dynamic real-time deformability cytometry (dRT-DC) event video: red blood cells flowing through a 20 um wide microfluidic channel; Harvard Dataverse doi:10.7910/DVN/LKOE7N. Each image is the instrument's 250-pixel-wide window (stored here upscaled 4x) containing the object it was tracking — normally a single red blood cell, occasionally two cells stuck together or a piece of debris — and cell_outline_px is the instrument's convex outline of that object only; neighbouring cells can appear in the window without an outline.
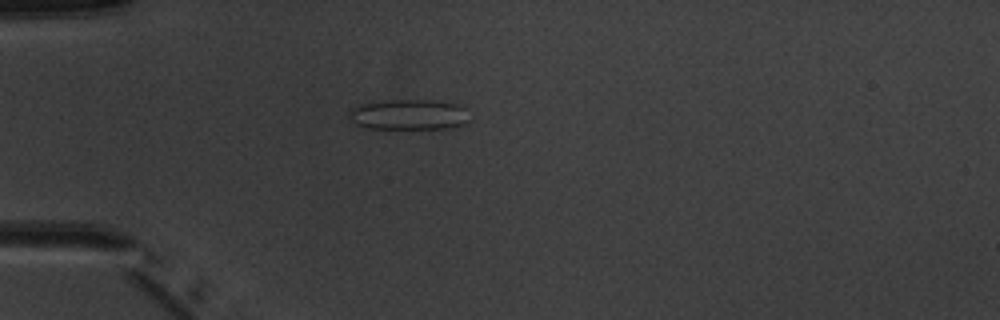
{"species": "common noctule bat (a hibernating species)", "species_latin": "Nyctalus noctula", "temperature_condition": "warm", "stored_images_in_passage": 4, "camera_frame_rate_fps": 3000, "um_per_image_px": 0.085, "animal": {"sex": "male", "body_mass_g": 20.1, "forearm_length_mm": 53.5}, "frame": {"image": 1, "passage_image": 3, "time_ms": 2.333, "image_size_px": [1000, 320], "cell_outline_px": [[468, 120], [464, 124], [452, 128], [368, 128], [356, 124], [348, 116], [348, 112], [352, 108], [360, 104], [380, 100], [436, 100], [460, 104], [464, 108]], "centroid_in_image_um": [34.74, 9.72], "position_along_channel_um": 50.3, "area_um2": 21.44}}